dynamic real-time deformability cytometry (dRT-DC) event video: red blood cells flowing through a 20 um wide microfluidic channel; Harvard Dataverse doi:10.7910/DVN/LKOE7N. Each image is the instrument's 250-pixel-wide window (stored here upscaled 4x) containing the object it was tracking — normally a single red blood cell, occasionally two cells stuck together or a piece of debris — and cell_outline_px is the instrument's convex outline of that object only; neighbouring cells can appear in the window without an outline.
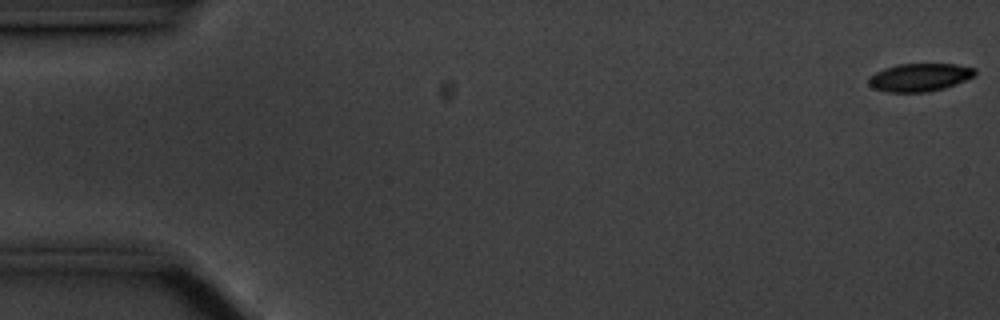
{"species": "common noctule bat (a hibernating species)", "species_latin": "Nyctalus noctula", "temperature_condition": "cold", "stored_images_in_passage": 57, "camera_frame_rate_fps": 3000, "um_per_image_px": 0.085, "animal": {"sex": "male", "body_mass_g": 20.1, "forearm_length_mm": 53.5}, "frame": {"image": 1, "passage_image": 1, "time_ms": 0.0, "image_size_px": [1000, 320], "cell_outline_px": [[976, 76], [956, 84], [944, 88], [928, 92], [888, 92], [872, 88], [868, 84], [868, 80], [876, 72], [884, 68], [896, 64], [956, 64], [976, 68]], "centroid_in_image_um": [78.2, 6.57], "position_along_channel_um": 6.8, "area_um2": 17.46}}
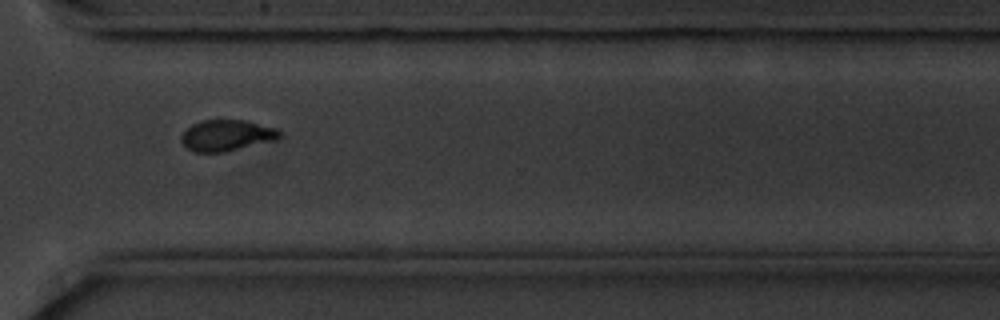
{"frame": {"image": 2, "passage_image": 42, "time_ms": 13.667, "image_size_px": [1000, 320], "cell_outline_px": [[280, 136], [276, 140], [224, 152], [192, 152], [180, 140], [180, 136], [192, 124], [200, 120], [248, 120], [276, 128], [280, 132]], "centroid_in_image_um": [19.26, 11.5], "position_along_channel_um": 351.3, "area_um2": 17.86}}
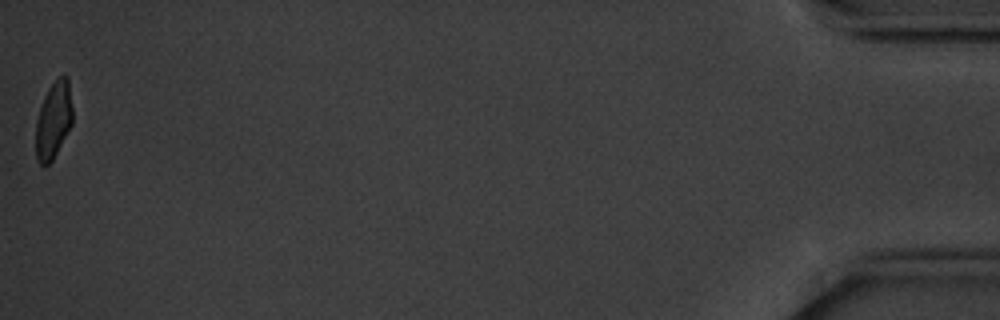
{"frame": {"image": 3, "passage_image": 57, "time_ms": 18.667, "image_size_px": [1000, 320], "cell_outline_px": [[72, 124], [52, 160], [44, 168], [36, 160], [36, 120], [40, 104], [48, 88], [60, 76], [68, 76], [72, 108]], "centroid_in_image_um": [4.53, 10.22], "position_along_channel_um": 430.7, "area_um2": 16.53}, "authors_computed_cell_mechanics": {"area_um2": 18.3804, "velocity_mm_per_s": 3.5173, "shape_relaxation_time_tau1_ms": 2.675, "shape_relaxation_time_tau2_ms": 3.529, "deformation_change_tau1": 0.1094, "deformation_change_tau2": 0.0599}}